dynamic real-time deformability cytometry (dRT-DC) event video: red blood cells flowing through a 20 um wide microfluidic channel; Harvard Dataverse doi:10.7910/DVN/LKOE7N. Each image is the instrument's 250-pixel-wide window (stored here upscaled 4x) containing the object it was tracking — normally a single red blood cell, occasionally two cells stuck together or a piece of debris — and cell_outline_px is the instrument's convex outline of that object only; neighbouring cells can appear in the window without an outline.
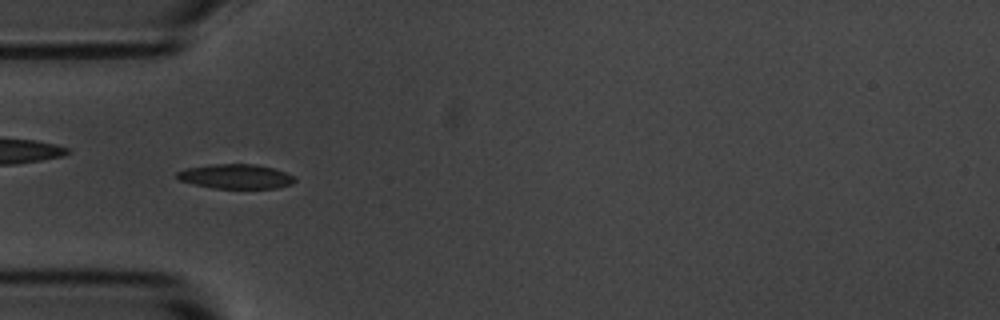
{"species": "common noctule bat (a hibernating species)", "species_latin": "Nyctalus noctula", "temperature_condition": "room temperature", "stored_images_in_passage": 54, "camera_frame_rate_fps": 3000, "um_per_image_px": 0.085, "animal": {"sex": "male", "body_mass_g": 20.1, "forearm_length_mm": 53.5}, "frame": {"image": 1, "passage_image": 16, "time_ms": 5.0, "image_size_px": [1000, 320], "cell_outline_px": [[296, 180], [292, 184], [276, 188], [212, 188], [180, 180], [176, 176], [176, 172], [188, 168], [212, 164], [252, 164], [272, 168], [284, 172], [292, 176]], "centroid_in_image_um": [20.03, 15.0], "position_along_channel_um": 65.0, "area_um2": 16.53}}
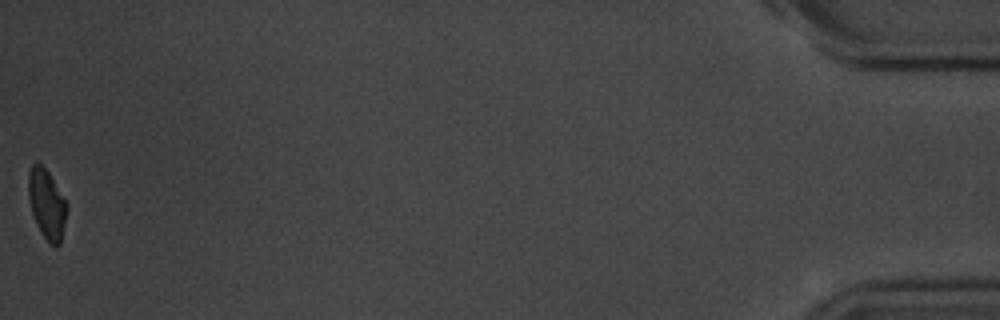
{"frame": {"image": 2, "passage_image": 54, "time_ms": 17.667, "image_size_px": [1000, 320], "cell_outline_px": [[68, 208], [60, 244], [56, 248], [48, 244], [32, 212], [28, 196], [28, 176], [32, 164], [36, 160], [48, 172], [68, 204]], "centroid_in_image_um": [3.99, 17.35], "position_along_channel_um": 431.2, "area_um2": 15.49}, "authors_computed_cell_mechanics": {"area_um2": 16.5886, "velocity_mm_per_s": 3.6702, "shape_relaxation_time_tau1_ms": 4.6753, "shape_relaxation_time_tau2_ms": 4.3616, "deformation_change_tau1": 0.1203, "deformation_change_tau2": 0.1052}}